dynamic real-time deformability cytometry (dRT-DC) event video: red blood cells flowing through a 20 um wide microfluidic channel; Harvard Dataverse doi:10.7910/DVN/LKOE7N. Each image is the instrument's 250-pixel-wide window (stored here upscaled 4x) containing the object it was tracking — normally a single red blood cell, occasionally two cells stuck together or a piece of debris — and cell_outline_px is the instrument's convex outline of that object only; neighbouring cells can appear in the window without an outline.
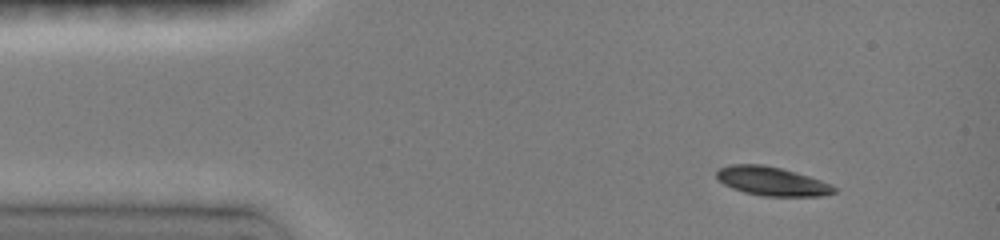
{"species": "common noctule bat (a hibernating species)", "species_latin": "Nyctalus noctula", "temperature_condition": "room temperature", "stored_images_in_passage": 43, "camera_frame_rate_fps": 3000, "um_per_image_px": 0.085, "animal": {"sex": "female", "body_mass_g": 19.0, "forearm_length_mm": 51.5}, "frame": {"image": 1, "passage_image": 1, "time_ms": 0.0, "image_size_px": [1000, 240], "cell_outline_px": [[836, 192], [820, 196], [764, 196], [744, 192], [732, 188], [724, 184], [716, 176], [716, 172], [720, 168], [728, 164], [764, 164], [796, 172], [820, 180], [836, 188]], "centroid_in_image_um": [65.58, 15.4], "position_along_channel_um": 19.4, "area_um2": 19.59}}
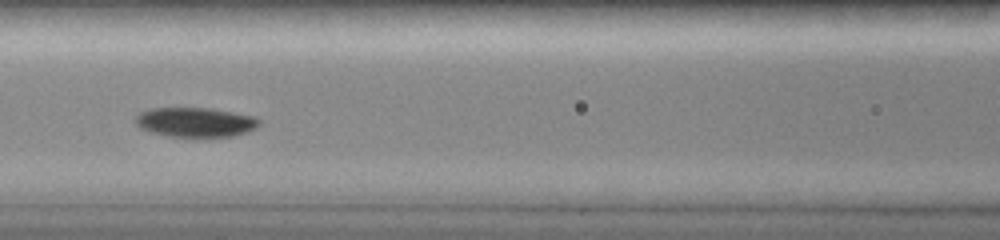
{"frame": {"image": 2, "passage_image": 13, "time_ms": 5.0, "image_size_px": [1000, 240], "cell_outline_px": [[260, 124], [256, 128], [248, 132], [232, 136], [192, 140], [168, 136], [152, 132], [140, 128], [136, 124], [136, 116], [140, 112], [152, 108], [212, 108], [256, 116], [260, 120]], "centroid_in_image_um": [16.65, 10.43], "position_along_channel_um": 149.9, "area_um2": 22.2}}
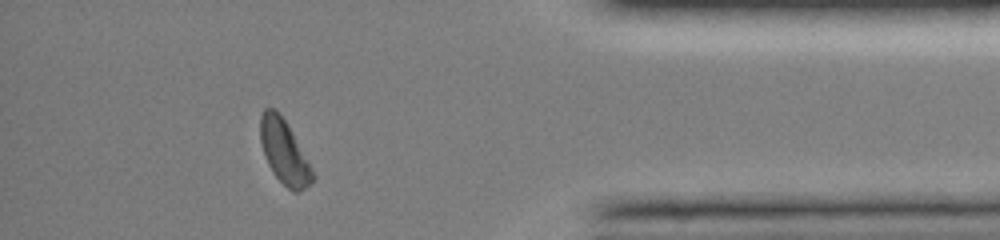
{"frame": {"image": 3, "passage_image": 42, "time_ms": 12.0, "image_size_px": [1000, 240], "cell_outline_px": [[316, 176], [304, 188], [296, 192], [292, 192], [272, 172], [264, 156], [260, 140], [260, 116], [264, 108], [276, 108], [280, 112]], "centroid_in_image_um": [24.12, 12.88], "position_along_channel_um": 411.1, "area_um2": 19.13}, "authors_computed_cell_mechanics": {"area_um2": 21.1548, "velocity_mm_per_s": 4.0597, "shape_relaxation_time_tau1_ms": 4.1149, "shape_relaxation_time_tau2_ms": null, "deformation_change_tau1": 0.1665, "deformation_change_tau2": null}}